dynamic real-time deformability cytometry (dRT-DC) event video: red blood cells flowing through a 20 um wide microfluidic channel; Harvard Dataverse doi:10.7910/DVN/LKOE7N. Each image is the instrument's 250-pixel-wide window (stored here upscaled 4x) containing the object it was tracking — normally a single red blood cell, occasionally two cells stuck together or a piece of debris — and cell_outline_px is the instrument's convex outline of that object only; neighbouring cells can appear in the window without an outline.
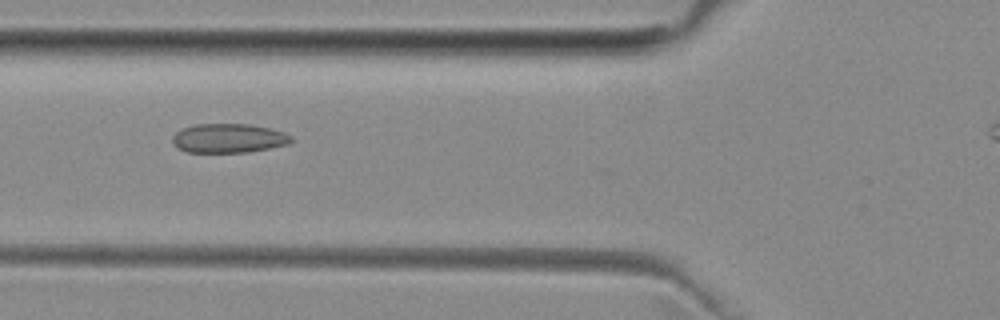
{"species": "common noctule bat (a hibernating species)", "species_latin": "Nyctalus noctula", "temperature_condition": "room temperature", "stored_images_in_passage": 10, "camera_frame_rate_fps": 3000, "um_per_image_px": 0.085, "animal": {"sex": "female", "body_mass_g": 29.2, "forearm_length_mm": 56.3}, "frame": {"image": 1, "passage_image": 5, "time_ms": 4.667, "image_size_px": [1000, 320], "cell_outline_px": [[292, 140], [288, 144], [248, 152], [188, 152], [180, 148], [172, 140], [172, 136], [176, 132], [184, 128], [196, 124], [248, 124], [268, 128], [284, 132], [292, 136]], "centroid_in_image_um": [19.45, 11.74], "position_along_channel_um": 106.4, "area_um2": 19.88}}
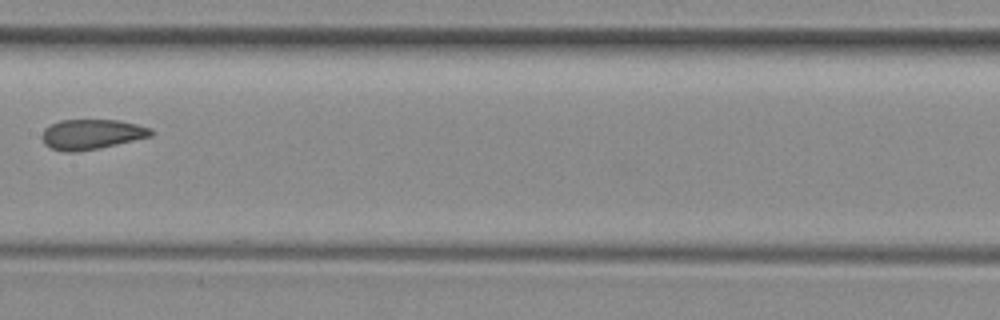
{"frame": {"image": 2, "passage_image": 7, "time_ms": 7.0, "image_size_px": [1000, 320], "cell_outline_px": [[152, 136], [116, 144], [76, 152], [64, 152], [52, 148], [44, 144], [44, 128], [60, 120], [120, 120], [152, 128]], "centroid_in_image_um": [7.8, 11.4], "position_along_channel_um": 199.6, "area_um2": 18.79}}
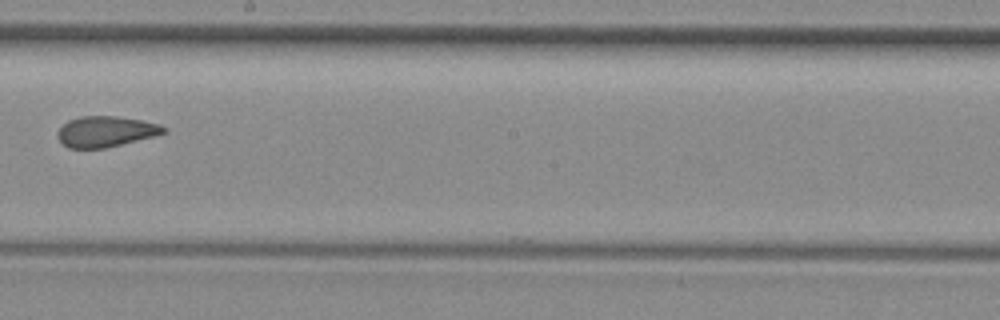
{"frame": {"image": 3, "passage_image": 8, "time_ms": 8.0, "image_size_px": [1000, 320], "cell_outline_px": [[168, 132], [104, 148], [68, 148], [60, 140], [60, 128], [68, 120], [80, 116], [116, 116], [140, 120], [160, 124], [168, 128]], "centroid_in_image_um": [9.02, 11.17], "position_along_channel_um": 239.2, "area_um2": 18.61}}